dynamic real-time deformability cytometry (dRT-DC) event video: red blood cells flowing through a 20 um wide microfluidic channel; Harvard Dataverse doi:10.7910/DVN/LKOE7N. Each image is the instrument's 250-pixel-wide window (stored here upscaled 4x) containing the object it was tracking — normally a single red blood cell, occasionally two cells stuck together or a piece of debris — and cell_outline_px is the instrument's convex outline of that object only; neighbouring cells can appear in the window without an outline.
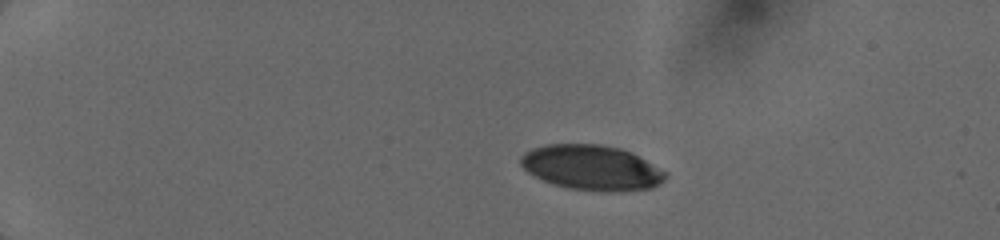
{"species": "human", "species_latin": "Homo sapiens", "temperature_condition": "cold", "stored_images_in_passage": 38, "camera_frame_rate_fps": 3000, "um_per_image_px": 0.085, "donor": {"sex": "female"}, "frame": {"image": 1, "passage_image": 1, "time_ms": 0.0, "image_size_px": [1000, 240], "cell_outline_px": [[668, 176], [660, 184], [652, 188], [620, 192], [600, 192], [568, 188], [544, 180], [528, 172], [520, 164], [520, 156], [524, 152], [532, 148], [544, 144], [600, 144], [620, 148], [668, 172]], "centroid_in_image_um": [50.3, 14.26], "position_along_channel_um": 34.7, "area_um2": 38.09}}
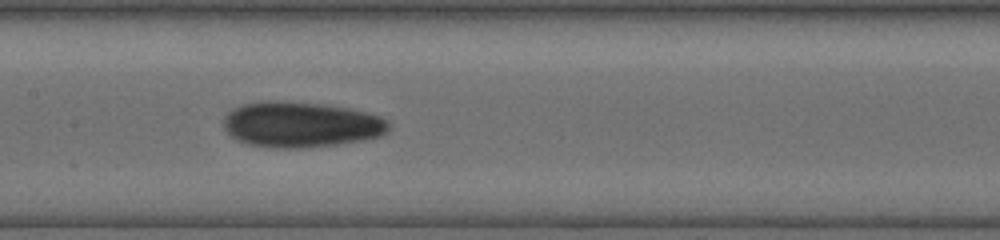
{"frame": {"image": 2, "passage_image": 17, "time_ms": 5.667, "image_size_px": [1000, 240], "cell_outline_px": [[392, 128], [388, 132], [380, 136], [364, 140], [336, 144], [300, 148], [276, 148], [248, 144], [236, 140], [224, 128], [224, 116], [232, 108], [240, 104], [264, 100], [276, 100], [324, 104], [348, 108], [380, 116], [388, 120], [392, 124]], "centroid_in_image_um": [25.59, 10.57], "position_along_channel_um": 181.8, "area_um2": 44.33}}
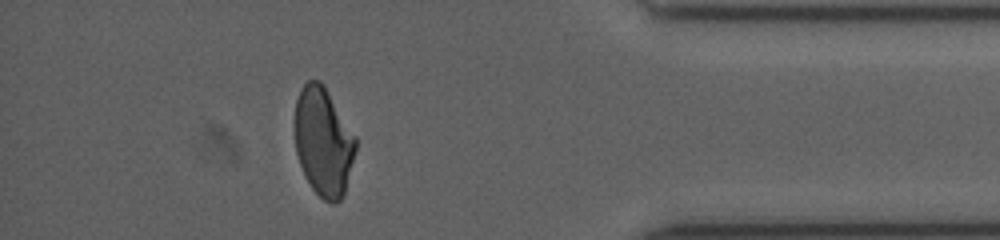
{"frame": {"image": 3, "passage_image": 33, "time_ms": 11.667, "image_size_px": [1000, 240], "cell_outline_px": [[356, 148], [344, 196], [336, 204], [332, 204], [324, 200], [312, 188], [300, 164], [296, 152], [292, 124], [292, 120], [296, 100], [300, 88], [308, 80], [320, 80], [324, 84], [356, 136]], "centroid_in_image_um": [27.46, 12.01], "position_along_channel_um": 407.7, "area_um2": 39.19}}